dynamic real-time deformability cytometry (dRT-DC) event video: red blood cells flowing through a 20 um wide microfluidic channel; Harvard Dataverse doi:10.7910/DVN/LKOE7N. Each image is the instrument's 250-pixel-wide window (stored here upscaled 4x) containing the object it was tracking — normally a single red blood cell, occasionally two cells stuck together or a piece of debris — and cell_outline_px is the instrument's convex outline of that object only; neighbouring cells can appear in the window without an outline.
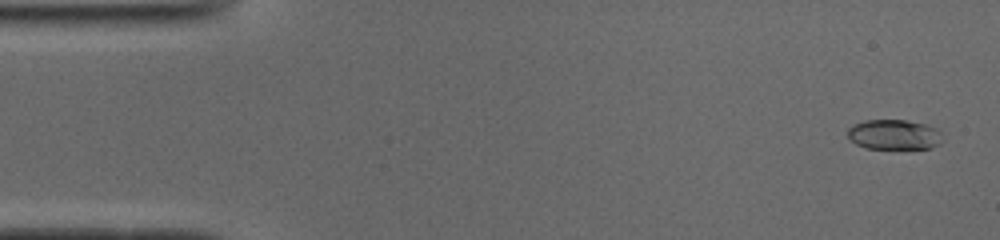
{"species": "common noctule bat (a hibernating species)", "species_latin": "Nyctalus noctula", "temperature_condition": "cold", "stored_images_in_passage": 51, "camera_frame_rate_fps": 3000, "um_per_image_px": 0.085, "animal": {"sex": "male", "body_mass_g": 19.0, "forearm_length_mm": 50.8}, "frame": {"image": 1, "passage_image": 2, "time_ms": 0.333, "image_size_px": [1000, 240], "cell_outline_px": [[940, 144], [932, 148], [864, 148], [856, 144], [848, 136], [848, 128], [852, 124], [864, 120], [904, 120], [924, 124], [936, 128], [940, 132]], "centroid_in_image_um": [75.96, 11.43], "position_along_channel_um": 9.0, "area_um2": 16.47}}
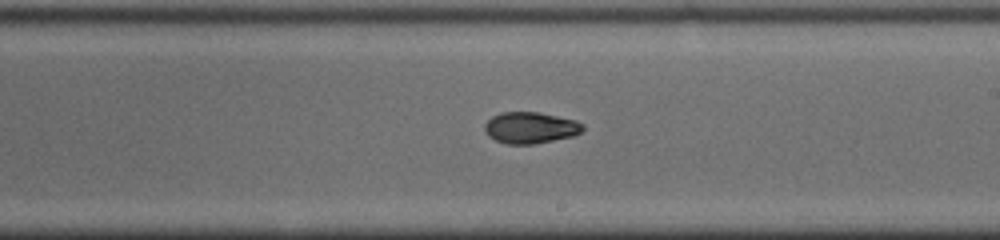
{"frame": {"image": 2, "passage_image": 29, "time_ms": 9.333, "image_size_px": [1000, 240], "cell_outline_px": [[584, 128], [580, 132], [572, 136], [532, 144], [508, 144], [496, 140], [488, 136], [484, 128], [484, 124], [492, 116], [500, 112], [540, 112], [576, 120], [584, 124]], "centroid_in_image_um": [45.07, 10.84], "position_along_channel_um": 243.9, "area_um2": 17.92}}
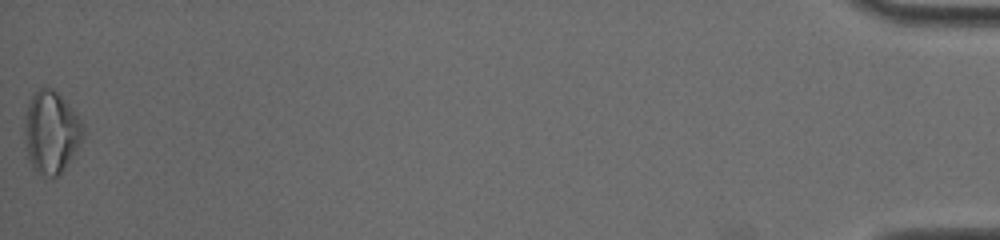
{"frame": {"image": 3, "passage_image": 51, "time_ms": 16.667, "image_size_px": [1000, 240], "cell_outline_px": [[84, 136], [64, 168], [56, 176], [48, 176], [40, 172], [32, 164], [28, 156], [24, 140], [24, 116], [28, 104], [32, 96], [40, 88], [52, 88], [68, 104], [80, 120], [84, 132]], "centroid_in_image_um": [4.32, 11.2], "position_along_channel_um": 430.9, "area_um2": 27.28}, "authors_computed_cell_mechanics": {"area_um2": 17.6868, "velocity_mm_per_s": 3.9357, "shape_relaxation_time_tau1_ms": 7.9325, "shape_relaxation_time_tau2_ms": 5.2447, "deformation_change_tau1": 0.2005, "deformation_change_tau2": 0.0955}}